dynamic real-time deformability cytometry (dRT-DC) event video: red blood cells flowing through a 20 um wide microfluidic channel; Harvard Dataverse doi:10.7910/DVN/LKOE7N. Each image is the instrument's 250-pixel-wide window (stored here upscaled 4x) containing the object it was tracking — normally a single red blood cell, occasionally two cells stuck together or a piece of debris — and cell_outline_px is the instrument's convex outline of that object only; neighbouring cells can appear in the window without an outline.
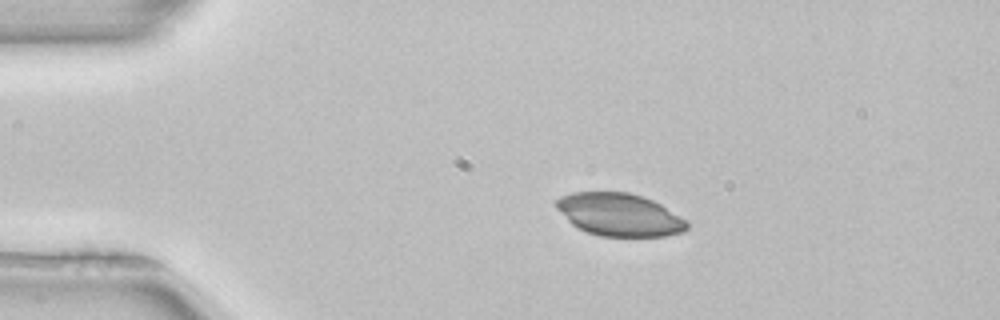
{"species": "common noctule bat (a hibernating species)", "species_latin": "Nyctalus noctula", "temperature_condition": "room temperature", "stored_images_in_passage": 51, "camera_frame_rate_fps": 3000, "um_per_image_px": 0.085, "animal": {"sex": "female", "body_mass_g": 22.7, "forearm_length_mm": 54.2}, "frame": {"image": 1, "passage_image": 10, "time_ms": 3.0, "image_size_px": [1000, 320], "cell_outline_px": [[688, 228], [684, 232], [664, 236], [600, 236], [576, 228], [556, 208], [556, 200], [560, 196], [572, 192], [628, 192], [652, 200], [660, 204], [688, 220]], "centroid_in_image_um": [52.66, 18.25], "position_along_channel_um": 32.3, "area_um2": 32.54}}
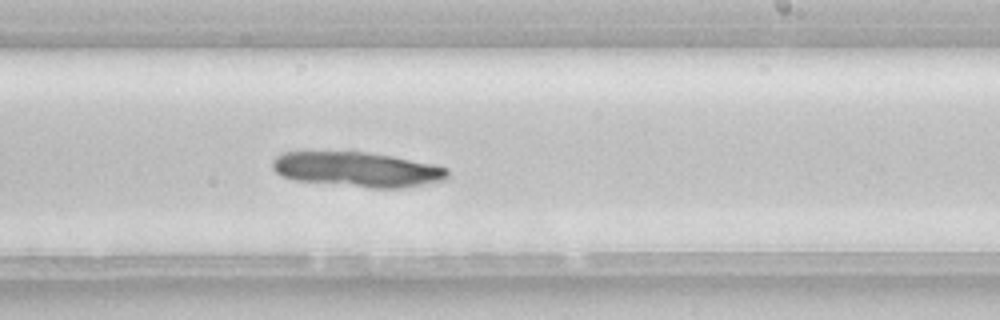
{"frame": {"image": 2, "passage_image": 31, "time_ms": 10.0, "image_size_px": [1000, 320], "cell_outline_px": [[448, 176], [444, 180], [400, 188], [372, 188], [292, 180], [276, 172], [272, 168], [272, 160], [276, 156], [284, 152], [364, 152], [392, 156], [436, 164], [448, 168]], "centroid_in_image_um": [30.37, 14.4], "position_along_channel_um": 258.6, "area_um2": 35.55}}